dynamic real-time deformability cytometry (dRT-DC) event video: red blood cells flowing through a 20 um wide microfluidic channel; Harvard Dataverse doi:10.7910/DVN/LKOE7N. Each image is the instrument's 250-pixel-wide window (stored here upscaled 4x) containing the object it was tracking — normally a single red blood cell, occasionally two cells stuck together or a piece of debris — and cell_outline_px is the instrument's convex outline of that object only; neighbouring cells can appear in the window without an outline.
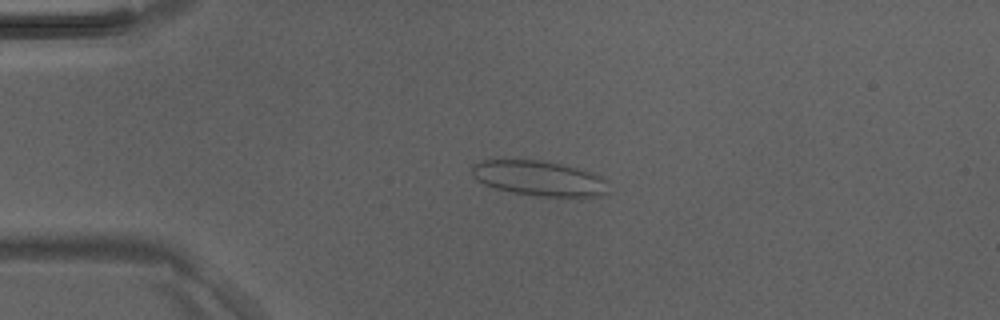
{"species": "Egyptian fruit bat (a non-hibernating species)", "species_latin": "Rousettus aegyptiacus", "temperature_condition": "room temperature", "stored_images_in_passage": 6, "camera_frame_rate_fps": 3000, "um_per_image_px": 0.085, "animal": {"sex": "male"}, "frame": {"image": 1, "passage_image": 4, "time_ms": 1.0, "image_size_px": [1000, 320], "cell_outline_px": [[608, 192], [604, 196], [580, 200], [576, 200], [532, 196], [512, 192], [496, 188], [484, 184], [476, 180], [472, 176], [472, 164], [480, 160], [540, 160], [560, 164], [576, 168], [604, 176]], "centroid_in_image_um": [45.91, 15.22], "position_along_channel_um": 39.1, "area_um2": 29.02}}